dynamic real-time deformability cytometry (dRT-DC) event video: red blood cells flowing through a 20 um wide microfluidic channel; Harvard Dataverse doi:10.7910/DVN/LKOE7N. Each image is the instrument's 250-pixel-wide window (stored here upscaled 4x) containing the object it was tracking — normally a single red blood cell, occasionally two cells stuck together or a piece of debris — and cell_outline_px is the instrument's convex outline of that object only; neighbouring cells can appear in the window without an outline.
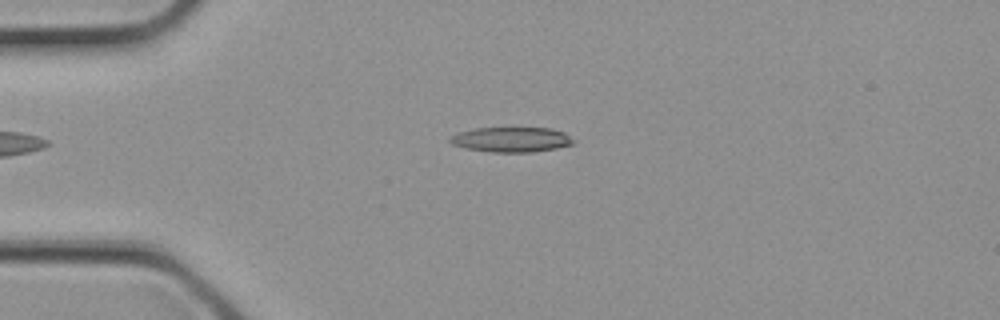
{"species": "common noctule bat (a hibernating species)", "species_latin": "Nyctalus noctula", "temperature_condition": "cold", "stored_images_in_passage": 3, "camera_frame_rate_fps": 3000, "um_per_image_px": 0.085, "animal": {"sex": "female", "body_mass_g": 21.9}, "frame": {"image": 1, "passage_image": 2, "time_ms": 0.333, "image_size_px": [1000, 320], "cell_outline_px": [[576, 140], [572, 144], [556, 148], [532, 152], [492, 152], [464, 148], [452, 144], [448, 140], [448, 136], [456, 132], [476, 128], [552, 128], [564, 132]], "centroid_in_image_um": [43.43, 11.86], "position_along_channel_um": 41.6, "area_um2": 18.15}}